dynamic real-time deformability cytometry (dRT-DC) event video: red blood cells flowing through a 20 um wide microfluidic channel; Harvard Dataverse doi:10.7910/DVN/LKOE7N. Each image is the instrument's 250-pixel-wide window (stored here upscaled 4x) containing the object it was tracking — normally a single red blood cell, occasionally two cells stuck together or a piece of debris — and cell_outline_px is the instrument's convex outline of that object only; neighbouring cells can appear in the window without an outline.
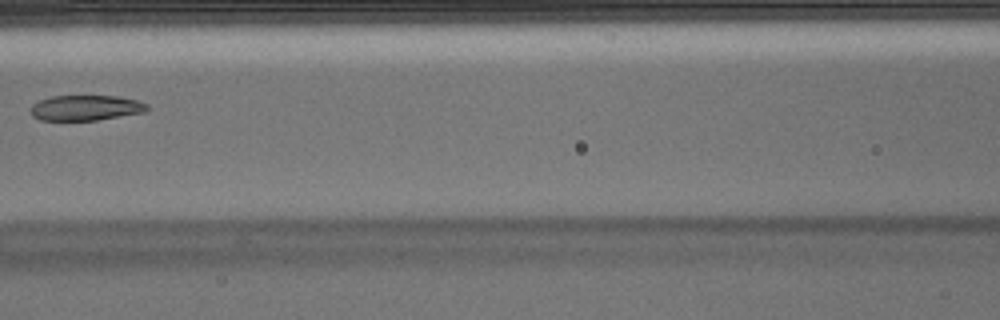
{"species": "Egyptian fruit bat (a non-hibernating species)", "species_latin": "Rousettus aegyptiacus", "temperature_condition": "warm", "stored_images_in_passage": 6, "camera_frame_rate_fps": 3000, "um_per_image_px": 0.085, "animal": {"sex": "male"}, "frame": {"image": 1, "passage_image": 6, "time_ms": 1.667, "image_size_px": [1000, 320], "cell_outline_px": [[148, 108], [144, 112], [96, 120], [40, 120], [32, 116], [32, 104], [40, 100], [52, 96], [116, 96], [136, 100], [148, 104]], "centroid_in_image_um": [7.28, 9.16], "position_along_channel_um": 159.3, "area_um2": 16.99}}